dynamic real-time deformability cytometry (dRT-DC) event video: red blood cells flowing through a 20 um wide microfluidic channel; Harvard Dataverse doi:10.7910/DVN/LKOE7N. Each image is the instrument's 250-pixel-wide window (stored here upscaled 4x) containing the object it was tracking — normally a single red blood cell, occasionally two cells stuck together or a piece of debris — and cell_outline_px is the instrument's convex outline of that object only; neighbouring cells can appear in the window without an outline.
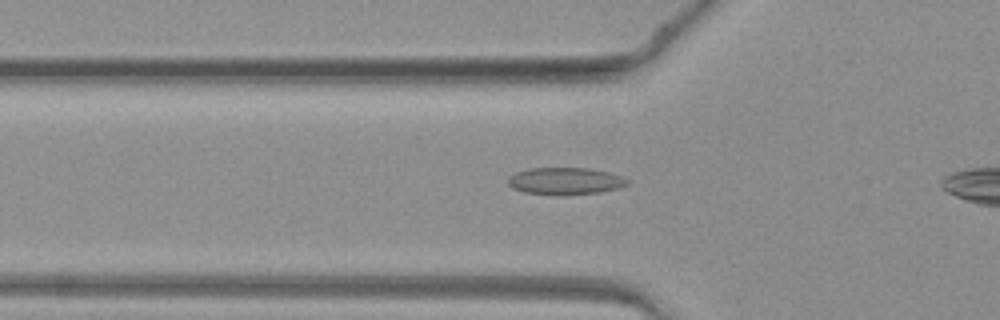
{"species": "common noctule bat (a hibernating species)", "species_latin": "Nyctalus noctula", "temperature_condition": "warm", "stored_images_in_passage": 32, "camera_frame_rate_fps": 3000, "um_per_image_px": 0.085, "animal": {"sex": "female", "body_mass_g": 19.3, "forearm_length_mm": 54.1}, "frame": {"image": 1, "passage_image": 8, "time_ms": 2.333, "image_size_px": [1000, 320], "cell_outline_px": [[632, 180], [628, 184], [620, 188], [600, 192], [560, 196], [524, 192], [512, 188], [508, 184], [508, 176], [516, 172], [532, 168], [588, 168], [608, 172]], "centroid_in_image_um": [48.06, 15.4], "position_along_channel_um": 77.7, "area_um2": 19.07}}
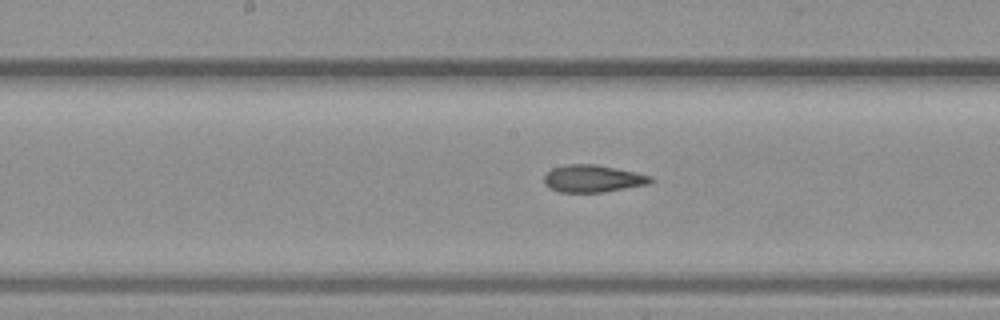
{"frame": {"image": 2, "passage_image": 16, "time_ms": 5.0, "image_size_px": [1000, 320], "cell_outline_px": [[656, 180], [648, 184], [604, 192], [560, 192], [548, 188], [544, 184], [544, 176], [552, 168], [564, 164], [596, 164], [636, 172], [652, 176]], "centroid_in_image_um": [50.39, 15.18], "position_along_channel_um": 197.8, "area_um2": 17.11}}
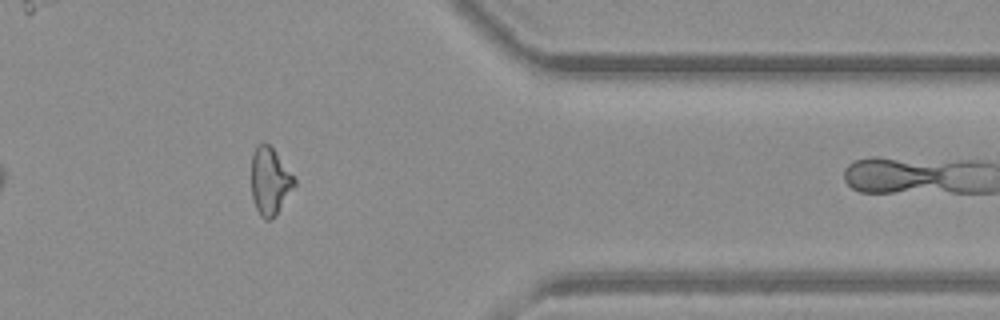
{"frame": {"image": 3, "passage_image": 30, "time_ms": 9.667, "image_size_px": [1000, 320], "cell_outline_px": [[296, 184], [276, 216], [272, 220], [264, 220], [260, 216], [252, 200], [252, 152], [256, 144], [264, 140], [272, 148], [296, 180]], "centroid_in_image_um": [22.92, 15.41], "position_along_channel_um": 388.5, "area_um2": 16.99}}